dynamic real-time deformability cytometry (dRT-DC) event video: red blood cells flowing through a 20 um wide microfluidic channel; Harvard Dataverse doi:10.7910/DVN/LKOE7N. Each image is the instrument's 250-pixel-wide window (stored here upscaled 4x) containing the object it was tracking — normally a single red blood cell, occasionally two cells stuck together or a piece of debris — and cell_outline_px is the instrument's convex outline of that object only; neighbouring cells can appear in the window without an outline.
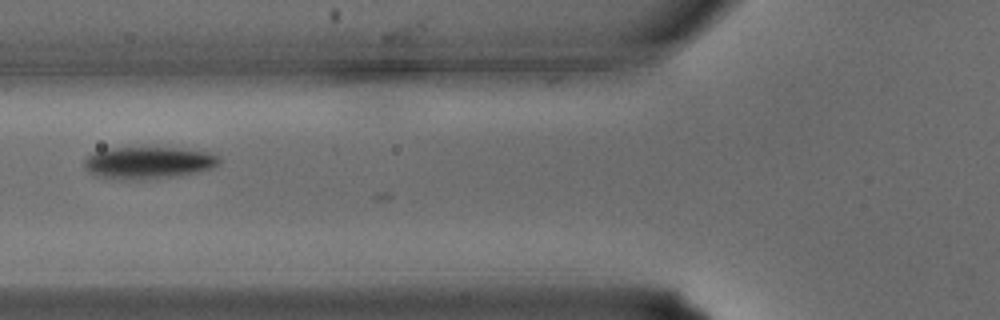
{"species": "common noctule bat (a hibernating species)", "species_latin": "Nyctalus noctula", "temperature_condition": "warm", "stored_images_in_passage": 7, "camera_frame_rate_fps": 3000, "um_per_image_px": 0.085, "animal": {"sex": "male", "body_mass_g": 15.6}, "frame": {"image": 1, "passage_image": 5, "time_ms": 1.333, "image_size_px": [1000, 320], "cell_outline_px": [[220, 164], [212, 168], [180, 176], [144, 180], [136, 180], [96, 176], [88, 172], [84, 168], [84, 160], [92, 152], [108, 148], [180, 148], [212, 152], [220, 156]], "centroid_in_image_um": [12.64, 13.83], "position_along_channel_um": 113.2, "area_um2": 25.55}}